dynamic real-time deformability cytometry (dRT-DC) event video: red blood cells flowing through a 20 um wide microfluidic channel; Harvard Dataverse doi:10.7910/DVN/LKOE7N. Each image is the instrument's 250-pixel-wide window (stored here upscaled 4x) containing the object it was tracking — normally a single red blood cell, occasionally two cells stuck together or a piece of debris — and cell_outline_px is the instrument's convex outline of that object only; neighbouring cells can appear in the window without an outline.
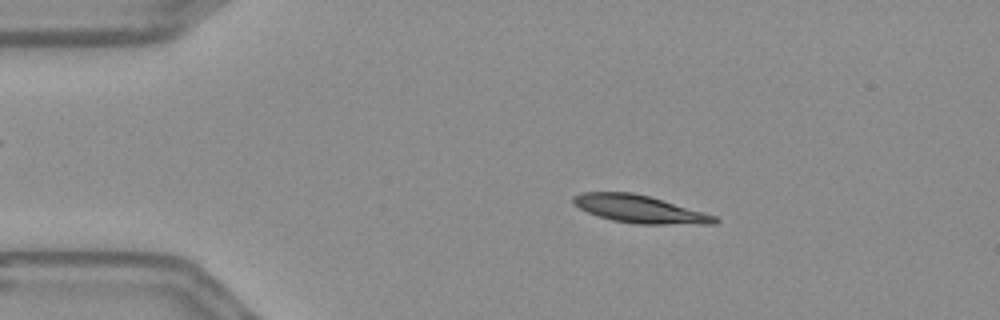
{"species": "Egyptian fruit bat (a non-hibernating species)", "species_latin": "Rousettus aegyptiacus", "temperature_condition": "warm", "stored_images_in_passage": 54, "camera_frame_rate_fps": 3000, "um_per_image_px": 0.085, "frame": {"image": 1, "passage_image": 9, "time_ms": 2.667, "image_size_px": [1000, 320], "cell_outline_px": [[720, 220], [716, 224], [636, 224], [612, 220], [588, 212], [572, 204], [572, 196], [584, 192], [632, 192], [648, 196], [716, 216]], "centroid_in_image_um": [54.35, 17.78], "position_along_channel_um": 30.7, "area_um2": 22.54}}
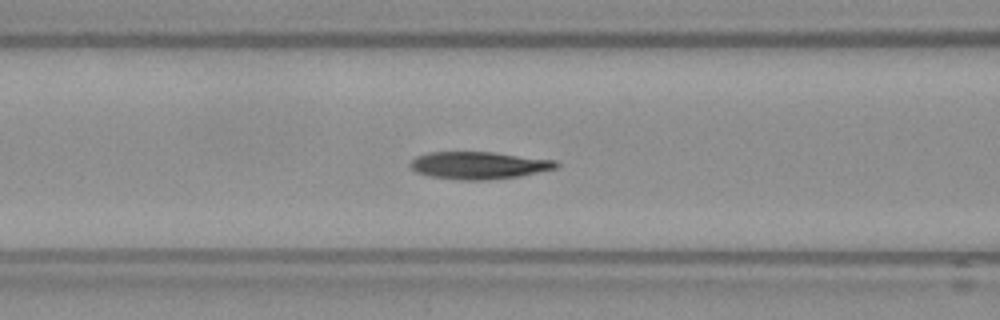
{"frame": {"image": 2, "passage_image": 21, "time_ms": 6.667, "image_size_px": [1000, 320], "cell_outline_px": [[560, 164], [556, 168], [520, 176], [488, 180], [460, 180], [428, 176], [416, 172], [408, 164], [416, 156], [428, 152], [492, 152], [556, 160]], "centroid_in_image_um": [40.68, 14.05], "position_along_channel_um": 125.9, "area_um2": 23.35}}
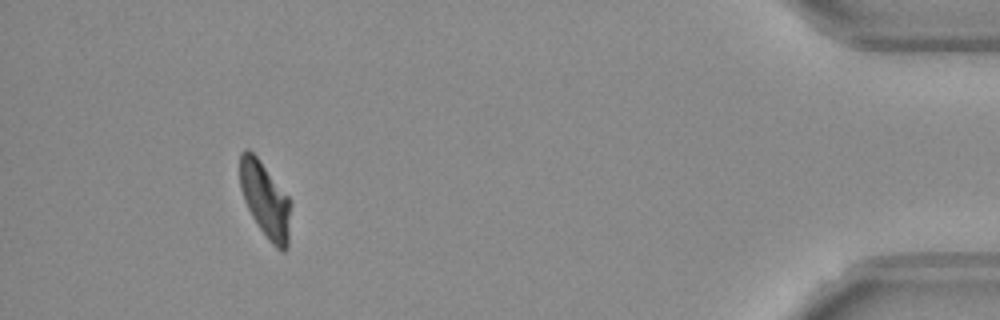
{"frame": {"image": 3, "passage_image": 50, "time_ms": 16.333, "image_size_px": [1000, 320], "cell_outline_px": [[292, 204], [288, 248], [284, 252], [276, 248], [268, 240], [252, 216], [244, 200], [240, 188], [240, 152], [244, 148], [248, 148], [256, 156], [292, 200]], "centroid_in_image_um": [22.58, 17.01], "position_along_channel_um": 412.6, "area_um2": 22.6}, "authors_computed_cell_mechanics": {"area_um2": 23.5824, "velocity_mm_per_s": 3.6396, "shape_relaxation_time_tau1_ms": 4.3164, "shape_relaxation_time_tau2_ms": 4.8383, "deformation_change_tau1": 0.1786, "deformation_change_tau2": 0.1132}}